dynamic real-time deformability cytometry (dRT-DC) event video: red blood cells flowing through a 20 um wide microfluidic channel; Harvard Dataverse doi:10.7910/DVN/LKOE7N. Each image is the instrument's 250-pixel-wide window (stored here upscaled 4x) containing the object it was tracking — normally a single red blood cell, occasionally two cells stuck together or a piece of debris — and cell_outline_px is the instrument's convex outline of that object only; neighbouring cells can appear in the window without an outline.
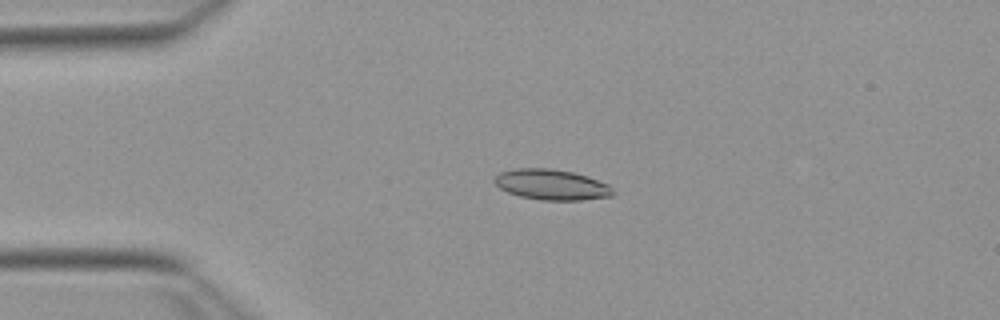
{"species": "Egyptian fruit bat (a non-hibernating species)", "species_latin": "Rousettus aegyptiacus", "temperature_condition": "warm", "stored_images_in_passage": 47, "camera_frame_rate_fps": 3000, "um_per_image_px": 0.085, "animal": {"sex": "female"}, "frame": {"image": 1, "passage_image": 6, "time_ms": 1.667, "image_size_px": [1000, 320], "cell_outline_px": [[616, 192], [612, 196], [580, 200], [540, 200], [520, 196], [508, 192], [500, 188], [492, 180], [500, 172], [516, 168], [548, 168], [572, 172], [588, 176], [608, 184]], "centroid_in_image_um": [46.89, 15.69], "position_along_channel_um": 38.1, "area_um2": 21.1}}
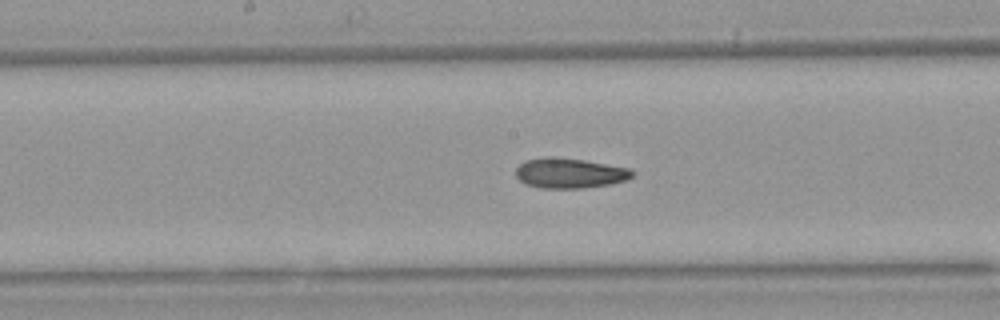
{"frame": {"image": 2, "passage_image": 21, "time_ms": 6.667, "image_size_px": [1000, 320], "cell_outline_px": [[636, 172], [628, 180], [612, 184], [584, 188], [540, 188], [524, 184], [516, 176], [516, 168], [524, 160], [544, 156], [552, 156], [584, 160], [628, 168]], "centroid_in_image_um": [48.41, 14.71], "position_along_channel_um": 199.8, "area_um2": 20.69}}
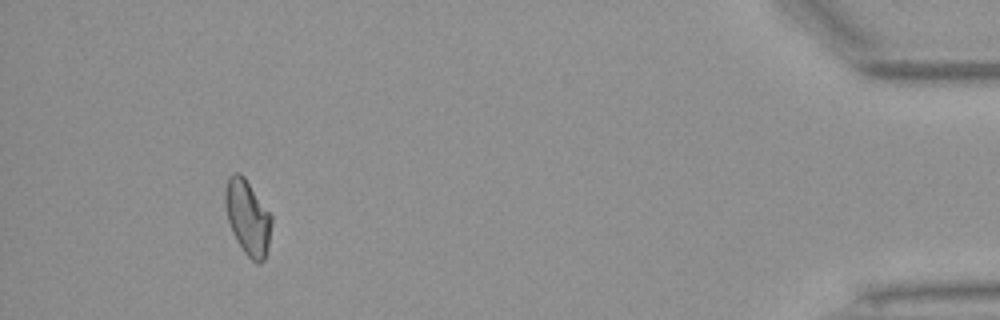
{"frame": {"image": 3, "passage_image": 43, "time_ms": 14.0, "image_size_px": [1000, 320], "cell_outline_px": [[272, 224], [268, 248], [264, 260], [260, 264], [256, 264], [244, 252], [236, 240], [232, 232], [228, 220], [224, 204], [224, 188], [228, 176], [232, 172], [240, 172], [244, 176], [272, 216]], "centroid_in_image_um": [21.04, 18.46], "position_along_channel_um": 414.2, "area_um2": 20.52}, "authors_computed_cell_mechanics": {"area_um2": 20.3456, "velocity_mm_per_s": 3.8624, "shape_relaxation_time_tau1_ms": 5.8871, "shape_relaxation_time_tau2_ms": 4.3064, "deformation_change_tau1": 0.167, "deformation_change_tau2": 0.1216}}